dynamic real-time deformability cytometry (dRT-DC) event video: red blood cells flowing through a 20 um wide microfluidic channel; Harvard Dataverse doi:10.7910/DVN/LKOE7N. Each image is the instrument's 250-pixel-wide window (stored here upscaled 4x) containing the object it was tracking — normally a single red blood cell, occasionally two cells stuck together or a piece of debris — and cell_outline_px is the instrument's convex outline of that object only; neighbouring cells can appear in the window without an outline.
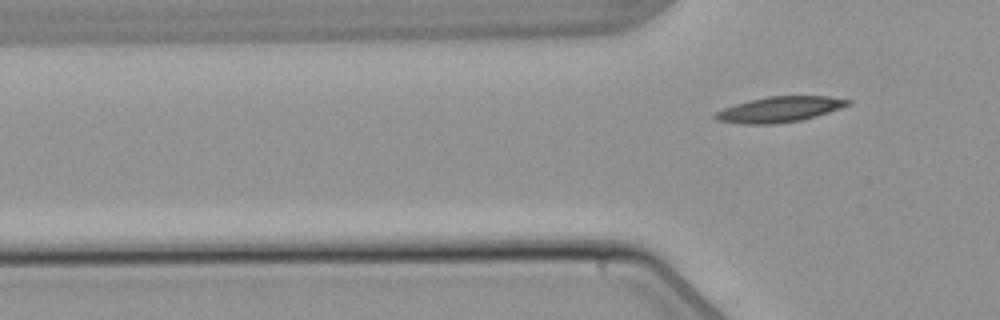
{"species": "common noctule bat (a hibernating species)", "species_latin": "Nyctalus noctula", "temperature_condition": "warm", "stored_images_in_passage": 7, "camera_frame_rate_fps": 3000, "um_per_image_px": 0.085, "animal": {"sex": "male", "body_mass_g": 21.5, "forearm_length_mm": 52.0}, "frame": {"image": 1, "passage_image": 7, "time_ms": 7.333, "image_size_px": [1000, 320], "cell_outline_px": [[852, 104], [816, 116], [800, 120], [776, 124], [744, 124], [716, 120], [712, 116], [716, 112], [724, 108], [748, 100], [768, 96], [828, 96], [852, 100]], "centroid_in_image_um": [66.27, 9.29], "position_along_channel_um": 59.5, "area_um2": 19.71}}